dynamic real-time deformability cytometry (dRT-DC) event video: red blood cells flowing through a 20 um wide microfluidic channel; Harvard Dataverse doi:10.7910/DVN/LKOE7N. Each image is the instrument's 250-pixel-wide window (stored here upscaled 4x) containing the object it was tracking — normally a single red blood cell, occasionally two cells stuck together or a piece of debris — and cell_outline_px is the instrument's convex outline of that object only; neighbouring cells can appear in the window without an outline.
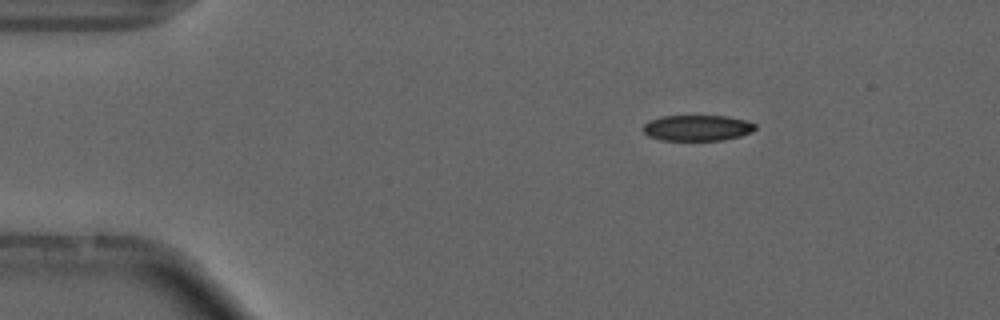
{"species": "common noctule bat (a hibernating species)", "species_latin": "Nyctalus noctula", "temperature_condition": "cold", "stored_images_in_passage": 47, "camera_frame_rate_fps": 3000, "um_per_image_px": 0.085, "animal": {"sex": "male", "forearm_length_mm": 52.5}, "frame": {"image": 1, "passage_image": 1, "time_ms": 0.0, "image_size_px": [1000, 320], "cell_outline_px": [[756, 128], [752, 132], [740, 136], [724, 140], [660, 140], [648, 136], [640, 128], [648, 120], [660, 116], [728, 116], [748, 120], [756, 124]], "centroid_in_image_um": [59.26, 10.87], "position_along_channel_um": 25.7, "area_um2": 17.17}}
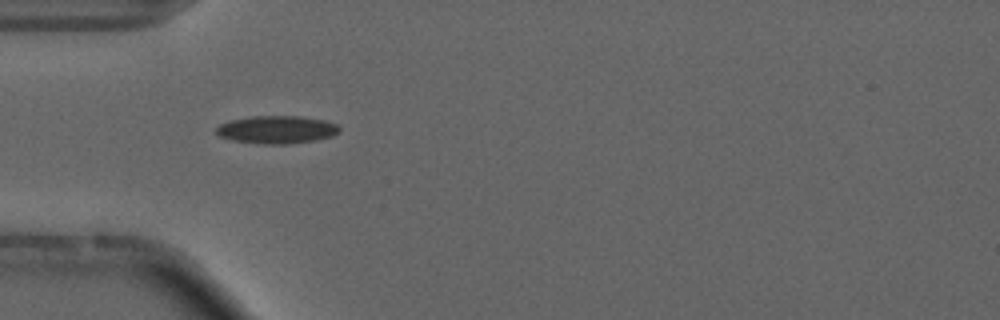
{"frame": {"image": 2, "passage_image": 9, "time_ms": 2.667, "image_size_px": [1000, 320], "cell_outline_px": [[340, 132], [332, 136], [316, 140], [288, 144], [264, 144], [236, 140], [220, 136], [216, 132], [216, 128], [220, 124], [232, 120], [252, 116], [300, 116], [324, 120], [336, 124], [340, 128]], "centroid_in_image_um": [23.57, 11.01], "position_along_channel_um": 61.4, "area_um2": 19.77}, "authors_computed_cell_mechanics": {"area_um2": 18.0336, "velocity_mm_per_s": 3.7168, "shape_relaxation_time_tau1_ms": null, "shape_relaxation_time_tau2_ms": 3.7018, "deformation_change_tau1": null, "deformation_change_tau2": 0.0938}}